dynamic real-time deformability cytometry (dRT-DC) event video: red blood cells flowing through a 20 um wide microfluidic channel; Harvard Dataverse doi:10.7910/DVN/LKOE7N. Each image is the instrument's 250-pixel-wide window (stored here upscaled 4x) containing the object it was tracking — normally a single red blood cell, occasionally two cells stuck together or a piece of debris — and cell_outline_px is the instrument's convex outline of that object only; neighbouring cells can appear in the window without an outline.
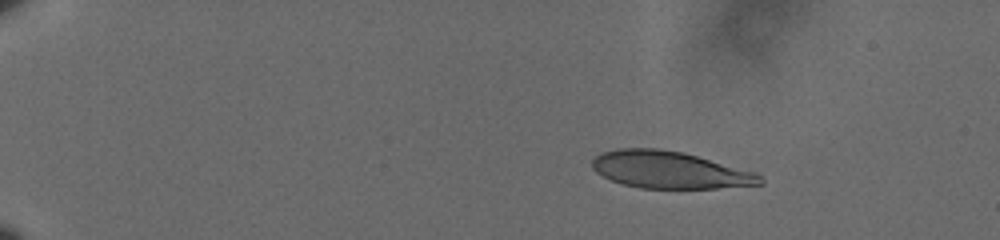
{"species": "human", "species_latin": "Homo sapiens", "temperature_condition": "cold", "stored_images_in_passage": 50, "camera_frame_rate_fps": 3000, "um_per_image_px": 0.085, "donor": {"sex": "male"}, "frame": {"image": 1, "passage_image": 1, "time_ms": 0.0, "image_size_px": [1000, 240], "cell_outline_px": [[764, 184], [716, 188], [640, 188], [624, 184], [612, 180], [596, 172], [592, 168], [592, 160], [600, 152], [616, 148], [660, 148], [684, 152], [756, 172], [764, 180]], "centroid_in_image_um": [56.92, 14.43], "position_along_channel_um": 28.1, "area_um2": 36.41}}
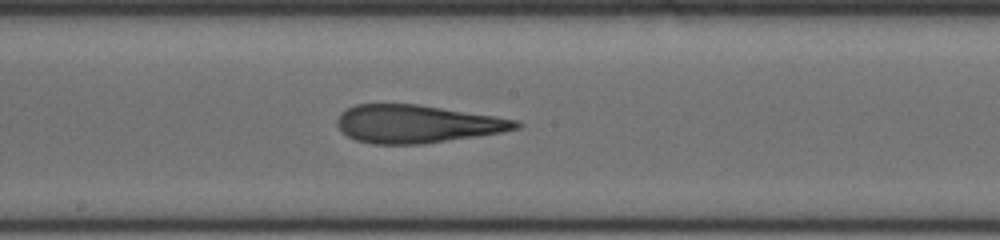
{"frame": {"image": 2, "passage_image": 26, "time_ms": 8.333, "image_size_px": [1000, 240], "cell_outline_px": [[524, 124], [520, 128], [500, 132], [476, 136], [420, 144], [372, 144], [356, 140], [348, 136], [336, 124], [336, 120], [340, 112], [356, 104], [420, 104], [496, 116], [520, 120]], "centroid_in_image_um": [35.46, 10.52], "position_along_channel_um": 212.7, "area_um2": 39.59}}
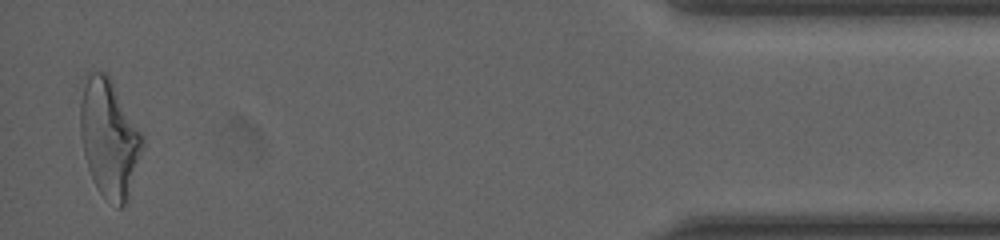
{"frame": {"image": 3, "passage_image": 49, "time_ms": 16.0, "image_size_px": [1000, 240], "cell_outline_px": [[144, 144], [128, 204], [120, 208], [116, 208], [100, 192], [88, 168], [84, 152], [80, 132], [80, 104], [84, 72], [104, 72], [108, 76], [144, 136]], "centroid_in_image_um": [9.29, 11.78], "position_along_channel_um": 425.9, "area_um2": 42.83}, "authors_computed_cell_mechanics": {"area_um2": 39.593, "velocity_mm_per_s": 3.6128, "shape_relaxation_time_tau1_ms": 5.6193, "shape_relaxation_time_tau2_ms": 1.5487, "deformation_change_tau1": 0.218, "deformation_change_tau2": 0.1238}}